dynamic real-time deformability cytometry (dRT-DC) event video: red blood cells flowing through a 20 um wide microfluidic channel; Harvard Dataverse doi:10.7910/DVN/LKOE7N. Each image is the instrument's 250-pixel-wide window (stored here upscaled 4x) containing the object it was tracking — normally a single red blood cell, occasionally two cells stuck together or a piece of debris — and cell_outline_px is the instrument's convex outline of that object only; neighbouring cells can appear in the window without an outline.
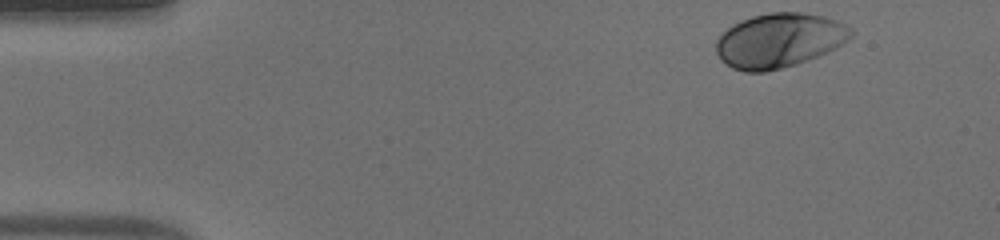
{"species": "human", "species_latin": "Homo sapiens", "temperature_condition": "warm", "stored_images_in_passage": 40, "camera_frame_rate_fps": 3000, "um_per_image_px": 0.085, "donor": {"sex": "male"}, "frame": {"image": 1, "passage_image": 1, "time_ms": 0.0, "image_size_px": [1000, 240], "cell_outline_px": [[852, 36], [840, 44], [816, 56], [796, 64], [764, 72], [744, 72], [732, 68], [720, 60], [716, 52], [716, 40], [732, 24], [740, 20], [752, 16], [768, 12], [800, 12], [824, 16], [836, 20], [852, 28]], "centroid_in_image_um": [66.18, 3.42], "position_along_channel_um": 18.8, "area_um2": 42.48}}
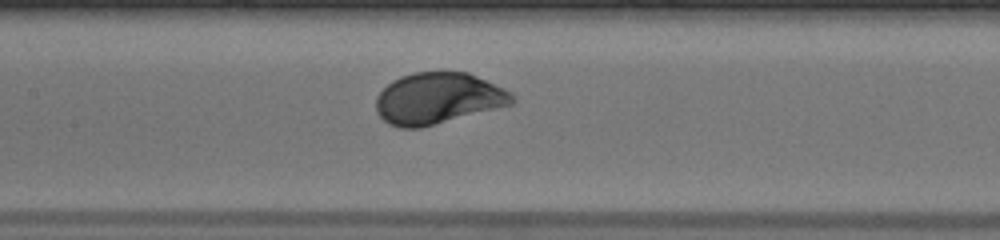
{"frame": {"image": 2, "passage_image": 21, "time_ms": 6.667, "image_size_px": [1000, 240], "cell_outline_px": [[516, 100], [512, 104], [420, 128], [400, 128], [388, 124], [376, 112], [376, 96], [392, 80], [400, 76], [416, 72], [468, 72], [504, 88], [512, 92]], "centroid_in_image_um": [37.22, 8.36], "position_along_channel_um": 170.2, "area_um2": 40.63}}
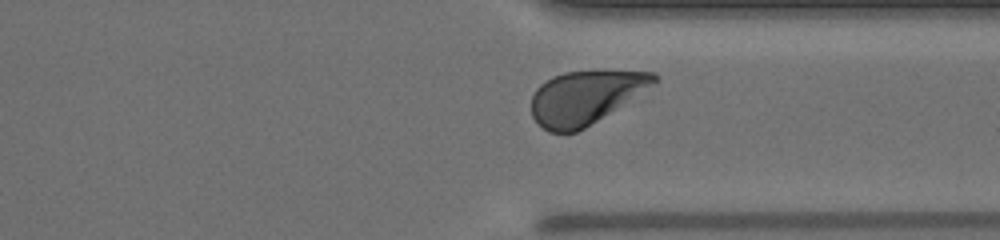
{"frame": {"image": 3, "passage_image": 36, "time_ms": 11.667, "image_size_px": [1000, 240], "cell_outline_px": [[660, 80], [656, 84], [584, 128], [576, 132], [548, 132], [532, 116], [532, 96], [536, 88], [540, 84], [552, 76], [564, 72], [656, 72]], "centroid_in_image_um": [49.75, 8.27], "position_along_channel_um": 361.6, "area_um2": 37.51}, "authors_computed_cell_mechanics": {"area_um2": 40.5756, "velocity_mm_per_s": 3.824, "shape_relaxation_time_tau1_ms": 1.8781, "shape_relaxation_time_tau2_ms": null, "deformation_change_tau1": 0.142, "deformation_change_tau2": null}}